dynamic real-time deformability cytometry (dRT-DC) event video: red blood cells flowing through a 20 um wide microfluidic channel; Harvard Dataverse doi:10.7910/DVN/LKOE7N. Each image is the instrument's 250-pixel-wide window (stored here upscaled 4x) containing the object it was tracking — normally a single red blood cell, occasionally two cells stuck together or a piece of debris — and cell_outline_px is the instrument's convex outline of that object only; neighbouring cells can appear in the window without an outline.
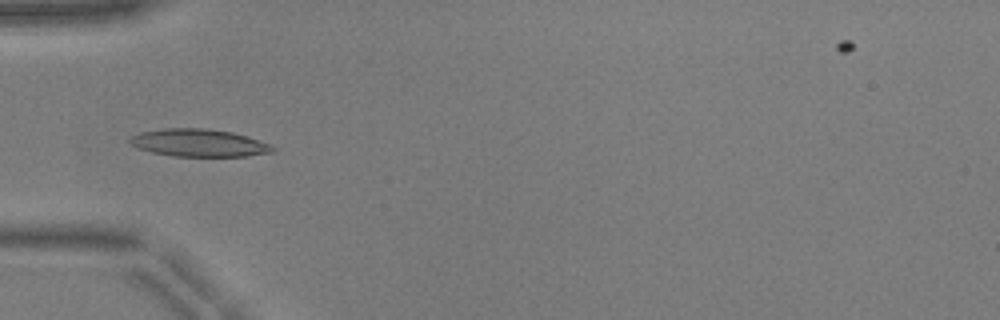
{"species": "common noctule bat (a hibernating species)", "species_latin": "Nyctalus noctula", "temperature_condition": "warm", "stored_images_in_passage": 39, "camera_frame_rate_fps": 3000, "um_per_image_px": 0.085, "animal": {"sex": "male", "body_mass_g": 17.9, "forearm_length_mm": 54.2}, "frame": {"image": 1, "passage_image": 5, "time_ms": 1.333, "image_size_px": [1000, 320], "cell_outline_px": [[276, 148], [272, 152], [248, 156], [176, 156], [152, 152], [136, 148], [128, 144], [128, 140], [132, 136], [140, 132], [164, 128], [204, 128], [232, 132], [272, 144]], "centroid_in_image_um": [16.88, 12.14], "position_along_channel_um": 68.1, "area_um2": 23.0}}
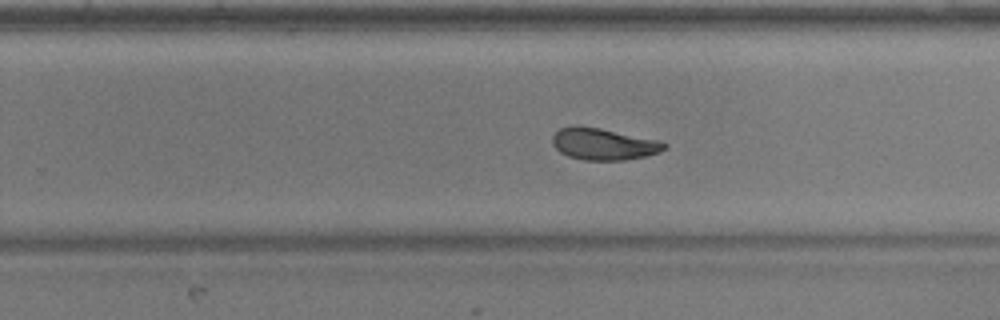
{"frame": {"image": 2, "passage_image": 21, "time_ms": 6.667, "image_size_px": [1000, 320], "cell_outline_px": [[668, 148], [660, 152], [644, 156], [624, 160], [584, 160], [568, 156], [560, 152], [552, 144], [552, 136], [560, 128], [576, 124], [600, 128], [660, 140], [668, 144]], "centroid_in_image_um": [51.31, 12.23], "position_along_channel_um": 278.5, "area_um2": 20.92}}
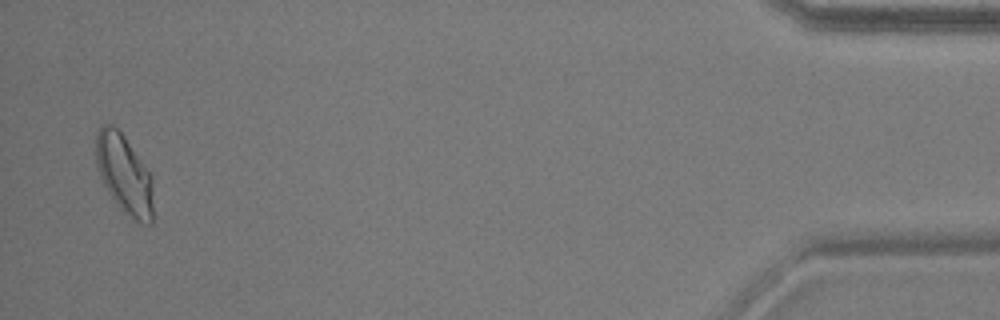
{"frame": {"image": 3, "passage_image": 38, "time_ms": 12.333, "image_size_px": [1000, 320], "cell_outline_px": [[152, 220], [148, 224], [144, 224], [128, 216], [120, 208], [108, 192], [100, 176], [96, 164], [96, 136], [100, 124], [112, 124], [124, 136], [152, 176]], "centroid_in_image_um": [10.54, 14.79], "position_along_channel_um": 424.7, "area_um2": 26.13}, "authors_computed_cell_mechanics": {"area_um2": 21.2704, "velocity_mm_per_s": 3.9514, "shape_relaxation_time_tau1_ms": 3.008, "shape_relaxation_time_tau2_ms": 2.5796, "deformation_change_tau1": 0.1483, "deformation_change_tau2": 0.0915}}